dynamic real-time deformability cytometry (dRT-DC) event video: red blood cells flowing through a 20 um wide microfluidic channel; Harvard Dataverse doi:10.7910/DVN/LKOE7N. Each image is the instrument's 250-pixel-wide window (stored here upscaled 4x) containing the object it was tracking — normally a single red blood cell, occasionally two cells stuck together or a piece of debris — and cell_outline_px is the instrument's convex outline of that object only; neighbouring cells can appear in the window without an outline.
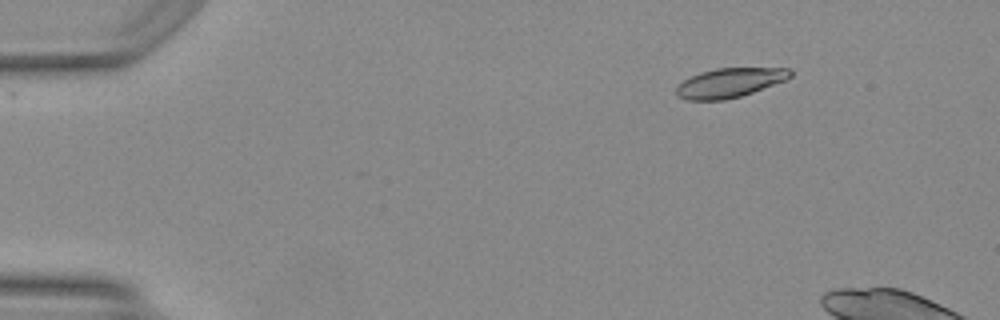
{"species": "Egyptian fruit bat (a non-hibernating species)", "species_latin": "Rousettus aegyptiacus", "temperature_condition": "warm", "stored_images_in_passage": 6, "camera_frame_rate_fps": 3000, "um_per_image_px": 0.085, "animal": {"sex": "female"}, "frame": {"image": 1, "passage_image": 1, "time_ms": 0.0, "image_size_px": [1000, 320], "cell_outline_px": [[792, 76], [784, 80], [752, 92], [740, 96], [724, 100], [688, 100], [676, 96], [676, 88], [684, 80], [700, 72], [716, 68], [792, 68]], "centroid_in_image_um": [62.01, 7.03], "position_along_channel_um": 23.0, "area_um2": 19.31}}